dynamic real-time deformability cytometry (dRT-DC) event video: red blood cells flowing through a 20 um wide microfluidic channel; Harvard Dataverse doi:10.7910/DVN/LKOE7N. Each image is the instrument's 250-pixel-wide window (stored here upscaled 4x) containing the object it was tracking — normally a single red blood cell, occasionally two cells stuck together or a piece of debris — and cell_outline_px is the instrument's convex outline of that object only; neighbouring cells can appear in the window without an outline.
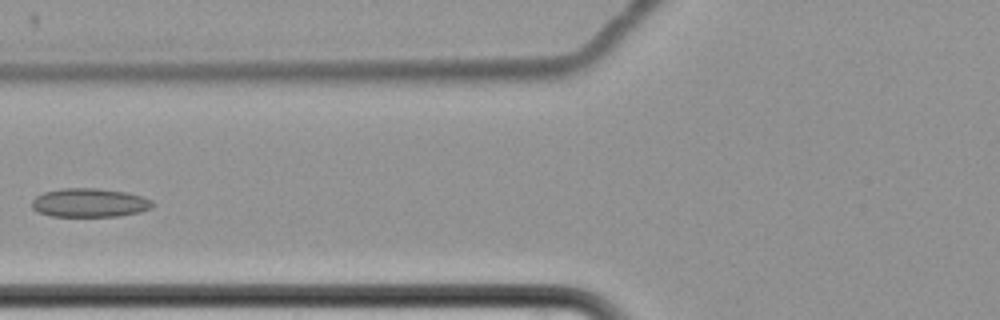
{"species": "common noctule bat (a hibernating species)", "species_latin": "Nyctalus noctula", "temperature_condition": "cold", "stored_images_in_passage": 7, "camera_frame_rate_fps": 3000, "um_per_image_px": 0.085, "animal": {"sex": "female", "body_mass_g": 22.7, "forearm_length_mm": 54.2}, "frame": {"image": 1, "passage_image": 7, "time_ms": 7.333, "image_size_px": [1000, 320], "cell_outline_px": [[152, 208], [140, 212], [116, 216], [52, 216], [40, 212], [32, 208], [32, 200], [36, 196], [44, 192], [60, 188], [96, 188], [124, 192], [140, 196], [152, 200]], "centroid_in_image_um": [7.59, 17.23], "position_along_channel_um": 118.2, "area_um2": 20.06}}